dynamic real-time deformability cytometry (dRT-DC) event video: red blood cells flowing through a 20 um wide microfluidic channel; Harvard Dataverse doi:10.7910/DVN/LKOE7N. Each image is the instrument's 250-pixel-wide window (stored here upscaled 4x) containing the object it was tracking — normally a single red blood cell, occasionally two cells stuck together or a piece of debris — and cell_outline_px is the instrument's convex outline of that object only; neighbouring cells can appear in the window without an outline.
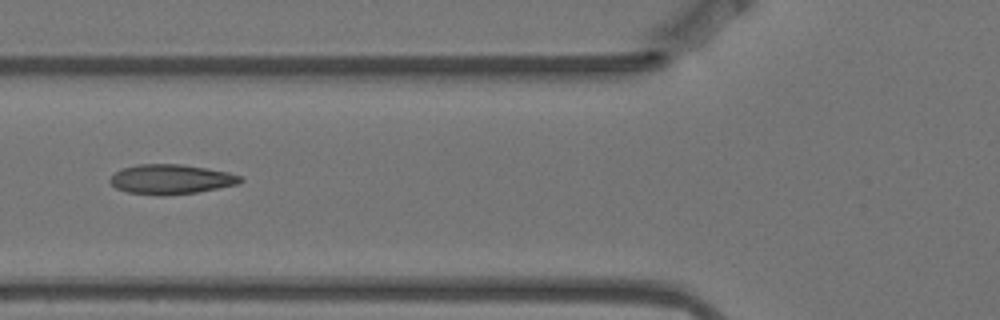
{"species": "Egyptian fruit bat (a non-hibernating species)", "species_latin": "Rousettus aegyptiacus", "temperature_condition": "warm", "stored_images_in_passage": 8, "camera_frame_rate_fps": 3000, "um_per_image_px": 0.085, "animal": {"sex": "female"}, "frame": {"image": 1, "passage_image": 3, "time_ms": 0.667, "image_size_px": [1000, 320], "cell_outline_px": [[244, 180], [236, 184], [196, 192], [164, 196], [156, 196], [128, 192], [116, 188], [108, 180], [116, 172], [124, 168], [136, 164], [184, 164], [228, 172], [240, 176]], "centroid_in_image_um": [14.51, 15.24], "position_along_channel_um": 111.3, "area_um2": 22.48}}
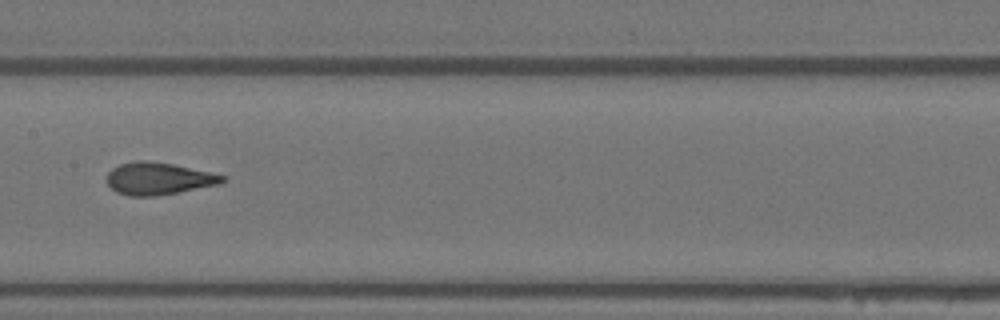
{"frame": {"image": 2, "passage_image": 5, "time_ms": 1.333, "image_size_px": [1000, 320], "cell_outline_px": [[224, 180], [220, 184], [156, 196], [128, 196], [116, 192], [108, 184], [108, 172], [112, 168], [120, 164], [140, 160], [144, 160], [172, 164], [212, 172], [224, 176]], "centroid_in_image_um": [13.46, 15.18], "position_along_channel_um": 193.9, "area_um2": 21.5}}
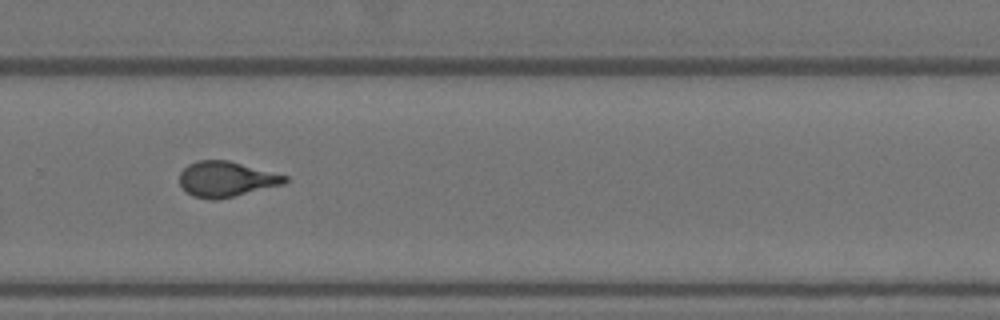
{"frame": {"image": 3, "passage_image": 8, "time_ms": 2.333, "image_size_px": [1000, 320], "cell_outline_px": [[288, 180], [284, 184], [216, 200], [212, 200], [192, 196], [180, 184], [180, 172], [188, 164], [196, 160], [228, 160], [288, 176]], "centroid_in_image_um": [19.22, 15.22], "position_along_channel_um": 310.6, "area_um2": 21.56}}